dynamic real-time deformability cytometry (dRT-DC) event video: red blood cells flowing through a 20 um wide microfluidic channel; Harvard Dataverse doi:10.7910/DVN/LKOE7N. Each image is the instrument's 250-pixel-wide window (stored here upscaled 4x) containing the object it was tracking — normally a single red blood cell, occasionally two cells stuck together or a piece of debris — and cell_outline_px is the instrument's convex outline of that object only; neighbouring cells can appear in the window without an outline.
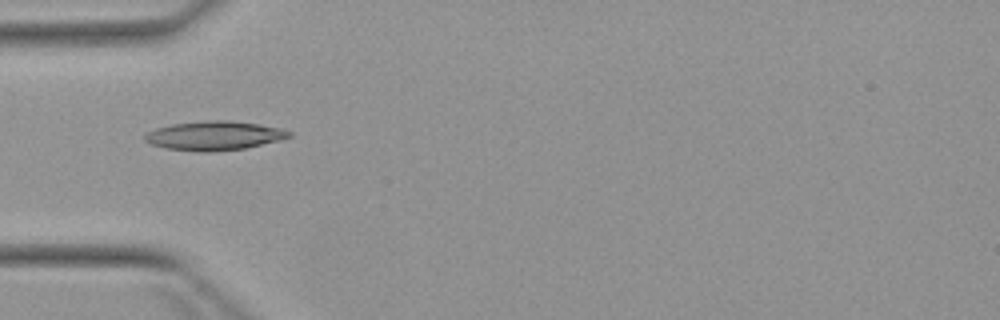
{"species": "Egyptian fruit bat (a non-hibernating species)", "species_latin": "Rousettus aegyptiacus", "temperature_condition": "warm", "stored_images_in_passage": 4, "camera_frame_rate_fps": 3000, "um_per_image_px": 0.085, "animal": {"sex": "female"}, "frame": {"image": 1, "passage_image": 4, "time_ms": 4.333, "image_size_px": [1000, 320], "cell_outline_px": [[292, 136], [280, 140], [244, 148], [208, 152], [200, 152], [168, 148], [152, 144], [144, 140], [144, 136], [148, 132], [156, 128], [172, 124], [204, 120], [228, 120], [260, 124], [280, 128], [292, 132]], "centroid_in_image_um": [18.23, 11.52], "position_along_channel_um": 66.8, "area_um2": 24.33}}